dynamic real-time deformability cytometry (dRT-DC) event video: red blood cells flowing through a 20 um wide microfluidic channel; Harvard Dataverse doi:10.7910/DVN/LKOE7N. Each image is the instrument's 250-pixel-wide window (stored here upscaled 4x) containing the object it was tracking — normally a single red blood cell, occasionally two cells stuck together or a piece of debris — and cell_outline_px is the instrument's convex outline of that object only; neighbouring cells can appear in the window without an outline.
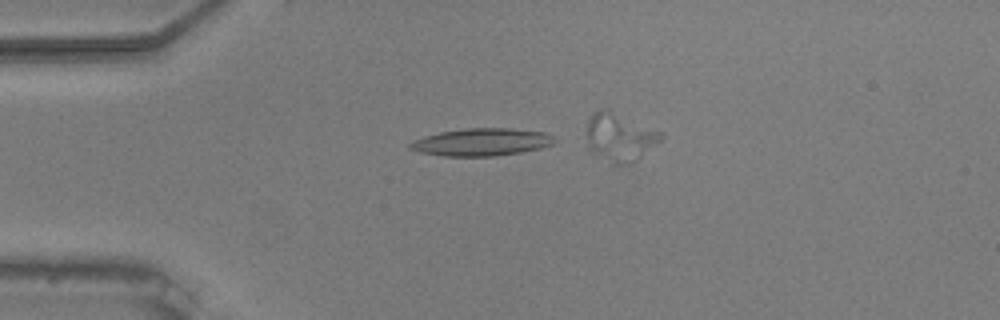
{"species": "common noctule bat (a hibernating species)", "species_latin": "Nyctalus noctula", "temperature_condition": "warm", "stored_images_in_passage": 19, "camera_frame_rate_fps": 3000, "um_per_image_px": 0.085, "animal": {"sex": "male", "body_mass_g": 20.5, "forearm_length_mm": 52.5}, "frame": {"image": 1, "passage_image": 12, "time_ms": 3.667, "image_size_px": [1000, 320], "cell_outline_px": [[556, 140], [552, 144], [540, 148], [520, 152], [496, 156], [444, 156], [420, 152], [408, 148], [408, 144], [412, 140], [424, 136], [440, 132], [464, 128], [512, 128], [544, 132], [552, 136]], "centroid_in_image_um": [40.9, 12.07], "position_along_channel_um": 44.1, "area_um2": 23.18}}
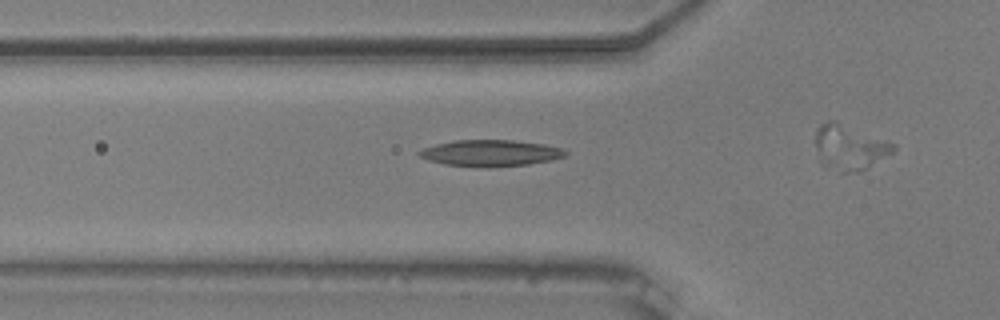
{"frame": {"image": 2, "passage_image": 17, "time_ms": 5.333, "image_size_px": [1000, 320], "cell_outline_px": [[568, 152], [564, 156], [552, 160], [528, 164], [488, 168], [480, 168], [444, 164], [428, 160], [420, 156], [416, 152], [424, 148], [436, 144], [456, 140], [512, 140], [544, 144], [560, 148]], "centroid_in_image_um": [41.67, 13.02], "position_along_channel_um": 84.1, "area_um2": 22.54}}